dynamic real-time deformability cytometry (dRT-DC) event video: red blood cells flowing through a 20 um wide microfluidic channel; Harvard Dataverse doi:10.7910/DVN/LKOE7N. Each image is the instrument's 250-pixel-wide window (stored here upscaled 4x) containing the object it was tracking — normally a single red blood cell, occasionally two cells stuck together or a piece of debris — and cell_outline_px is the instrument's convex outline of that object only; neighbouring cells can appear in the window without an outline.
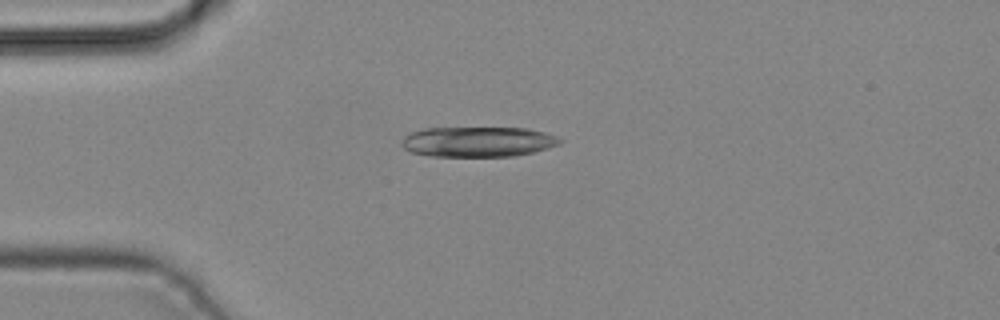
{"species": "common noctule bat (a hibernating species)", "species_latin": "Nyctalus noctula", "temperature_condition": "cold", "stored_images_in_passage": 3, "camera_frame_rate_fps": 3000, "um_per_image_px": 0.085, "animal": {"sex": "male", "body_mass_g": 19.2, "forearm_length_mm": 51.8}, "frame": {"image": 1, "passage_image": 3, "time_ms": 0.667, "image_size_px": [1000, 320], "cell_outline_px": [[564, 140], [560, 144], [548, 148], [516, 156], [432, 156], [412, 152], [404, 148], [400, 144], [404, 136], [412, 132], [424, 128], [528, 128], [544, 132], [556, 136]], "centroid_in_image_um": [40.64, 12.04], "position_along_channel_um": 44.4, "area_um2": 27.86}}